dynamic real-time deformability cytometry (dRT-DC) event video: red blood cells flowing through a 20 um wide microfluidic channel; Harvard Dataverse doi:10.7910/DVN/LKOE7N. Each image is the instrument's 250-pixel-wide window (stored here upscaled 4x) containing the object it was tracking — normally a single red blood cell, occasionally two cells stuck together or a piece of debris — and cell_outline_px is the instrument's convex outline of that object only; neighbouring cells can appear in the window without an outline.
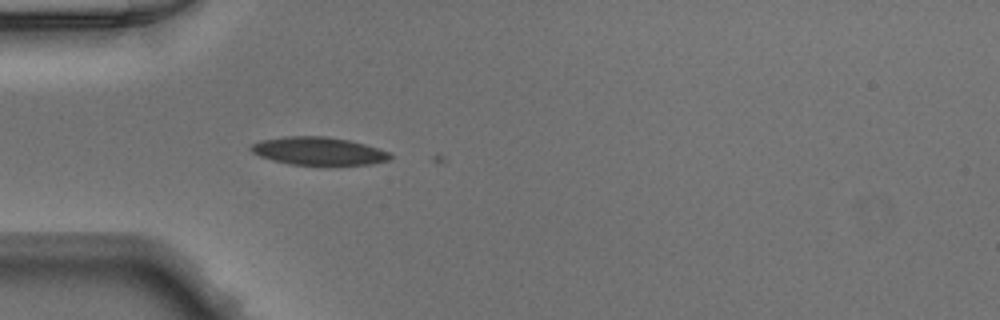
{"species": "Egyptian fruit bat (a non-hibernating species)", "species_latin": "Rousettus aegyptiacus", "temperature_condition": "warm", "stored_images_in_passage": 3, "camera_frame_rate_fps": 3000, "um_per_image_px": 0.085, "animal": {"sex": "male"}, "frame": {"image": 1, "passage_image": 2, "time_ms": 0.333, "image_size_px": [1000, 320], "cell_outline_px": [[392, 156], [388, 160], [372, 164], [288, 164], [272, 160], [260, 156], [252, 152], [248, 148], [252, 144], [260, 140], [284, 136], [324, 136], [348, 140], [364, 144], [388, 152]], "centroid_in_image_um": [27.01, 12.83], "position_along_channel_um": 58.0, "area_um2": 22.37}}